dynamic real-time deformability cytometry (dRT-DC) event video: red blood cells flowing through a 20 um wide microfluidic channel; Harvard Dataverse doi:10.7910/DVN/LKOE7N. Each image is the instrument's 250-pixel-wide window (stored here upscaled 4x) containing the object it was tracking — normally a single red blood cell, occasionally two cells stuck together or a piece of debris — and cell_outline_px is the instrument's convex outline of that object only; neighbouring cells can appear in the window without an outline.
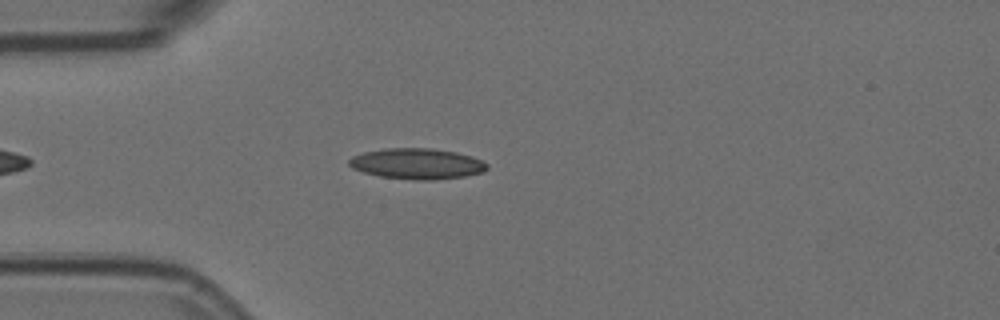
{"species": "Egyptian fruit bat (a non-hibernating species)", "species_latin": "Rousettus aegyptiacus", "temperature_condition": "room temperature", "stored_images_in_passage": 44, "camera_frame_rate_fps": 3000, "um_per_image_px": 0.085, "animal": {"sex": "female"}, "frame": {"image": 1, "passage_image": 7, "time_ms": 2.0, "image_size_px": [1000, 320], "cell_outline_px": [[488, 168], [484, 172], [464, 176], [432, 180], [412, 180], [380, 176], [364, 172], [352, 168], [348, 164], [348, 160], [352, 156], [364, 152], [384, 148], [432, 148], [456, 152], [472, 156], [488, 164]], "centroid_in_image_um": [35.44, 13.91], "position_along_channel_um": 49.6, "area_um2": 24.8}}
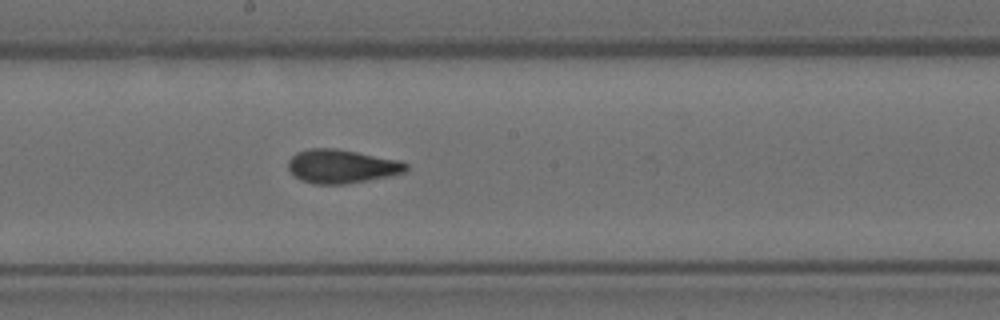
{"frame": {"image": 2, "passage_image": 22, "time_ms": 7.0, "image_size_px": [1000, 320], "cell_outline_px": [[408, 168], [404, 172], [388, 176], [348, 184], [312, 184], [300, 180], [288, 168], [288, 160], [296, 152], [308, 148], [336, 148], [400, 160], [408, 164]], "centroid_in_image_um": [29.03, 14.13], "position_along_channel_um": 219.2, "area_um2": 23.24}}
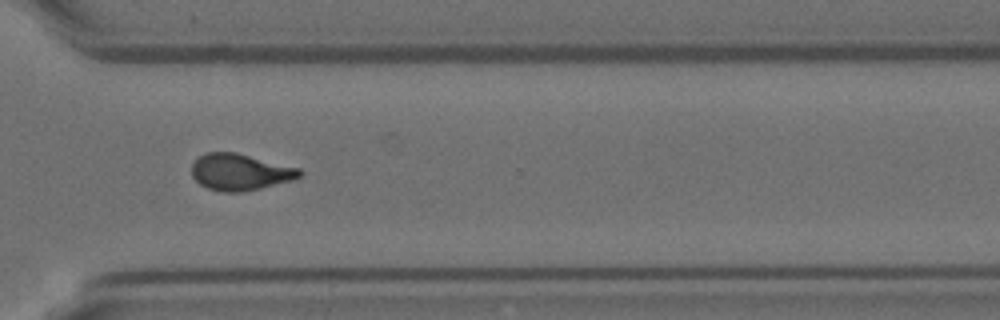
{"frame": {"image": 3, "passage_image": 33, "time_ms": 10.667, "image_size_px": [1000, 320], "cell_outline_px": [[304, 172], [300, 176], [292, 180], [244, 192], [224, 192], [208, 188], [200, 184], [192, 176], [192, 164], [200, 156], [208, 152], [236, 152], [300, 168]], "centroid_in_image_um": [20.42, 14.62], "position_along_channel_um": 350.2, "area_um2": 22.89}, "authors_computed_cell_mechanics": {"area_um2": 22.9755, "velocity_mm_per_s": 3.5896, "shape_relaxation_time_tau1_ms": 5.705, "shape_relaxation_time_tau2_ms": 1.6227, "deformation_change_tau1": 0.1783, "deformation_change_tau2": 0.0702}}